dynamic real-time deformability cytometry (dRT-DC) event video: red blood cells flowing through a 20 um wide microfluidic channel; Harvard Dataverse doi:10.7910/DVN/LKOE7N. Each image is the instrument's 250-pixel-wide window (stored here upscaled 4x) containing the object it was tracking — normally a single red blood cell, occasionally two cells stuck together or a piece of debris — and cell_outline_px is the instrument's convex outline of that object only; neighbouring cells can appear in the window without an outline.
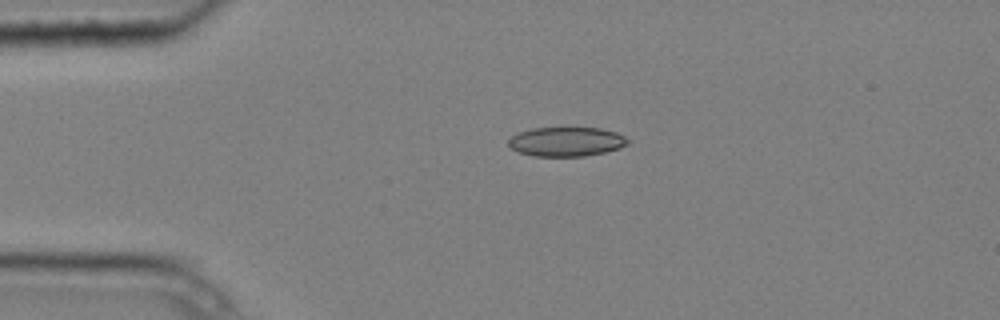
{"species": "common noctule bat (a hibernating species)", "species_latin": "Nyctalus noctula", "temperature_condition": "cold", "stored_images_in_passage": 5, "camera_frame_rate_fps": 3000, "um_per_image_px": 0.085, "animal": {"sex": "male", "body_mass_g": 20.4}, "frame": {"image": 1, "passage_image": 4, "time_ms": 1.0, "image_size_px": [1000, 320], "cell_outline_px": [[632, 140], [628, 144], [620, 148], [604, 152], [584, 156], [532, 156], [520, 152], [512, 148], [508, 144], [508, 140], [516, 132], [532, 128], [600, 128], [616, 132]], "centroid_in_image_um": [48.15, 12.03], "position_along_channel_um": 36.8, "area_um2": 20.46}}